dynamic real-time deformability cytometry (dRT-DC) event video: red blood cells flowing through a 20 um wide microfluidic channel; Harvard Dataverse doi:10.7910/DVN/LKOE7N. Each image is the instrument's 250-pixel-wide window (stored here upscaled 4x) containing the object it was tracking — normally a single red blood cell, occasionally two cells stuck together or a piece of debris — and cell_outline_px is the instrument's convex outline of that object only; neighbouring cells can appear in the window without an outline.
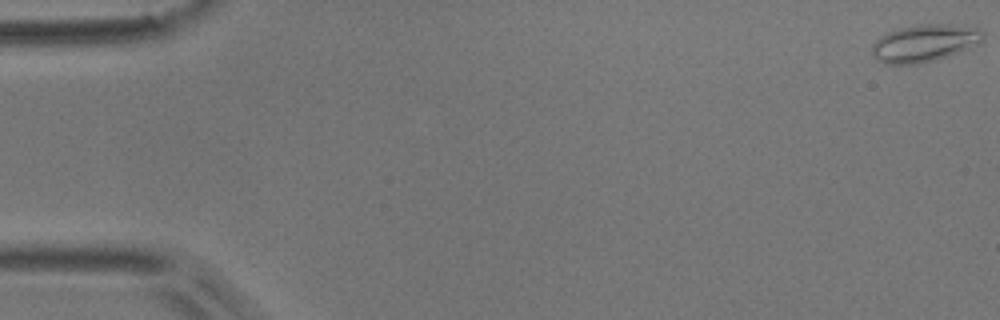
{"species": "common noctule bat (a hibernating species)", "species_latin": "Nyctalus noctula", "temperature_condition": "room temperature", "stored_images_in_passage": 54, "camera_frame_rate_fps": 3000, "um_per_image_px": 0.085, "animal": {"sex": "male", "body_mass_g": 17.9}, "frame": {"image": 1, "passage_image": 1, "time_ms": 0.0, "image_size_px": [1000, 320], "cell_outline_px": [[984, 40], [980, 44], [960, 52], [936, 60], [920, 64], [884, 64], [876, 60], [872, 56], [872, 44], [880, 36], [888, 32], [900, 28], [916, 24], [976, 24], [984, 32]], "centroid_in_image_um": [78.66, 3.65], "position_along_channel_um": 6.3, "area_um2": 25.03}}
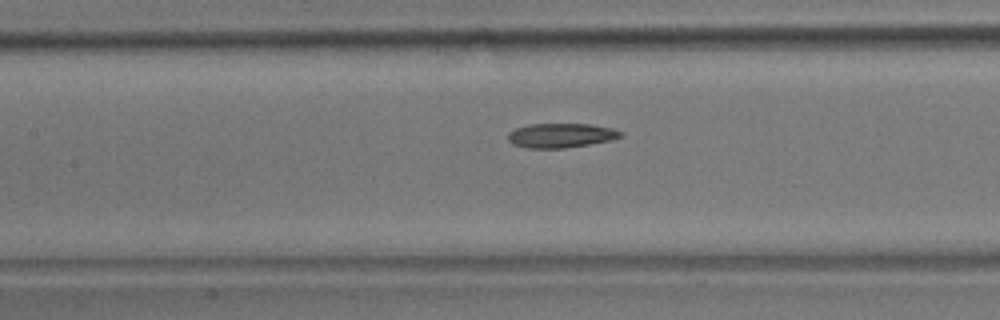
{"frame": {"image": 2, "passage_image": 25, "time_ms": 8.0, "image_size_px": [1000, 320], "cell_outline_px": [[624, 136], [612, 140], [564, 148], [524, 148], [512, 144], [508, 140], [508, 132], [516, 128], [528, 124], [588, 124], [612, 128], [624, 132]], "centroid_in_image_um": [47.68, 11.51], "position_along_channel_um": 159.7, "area_um2": 16.13}}
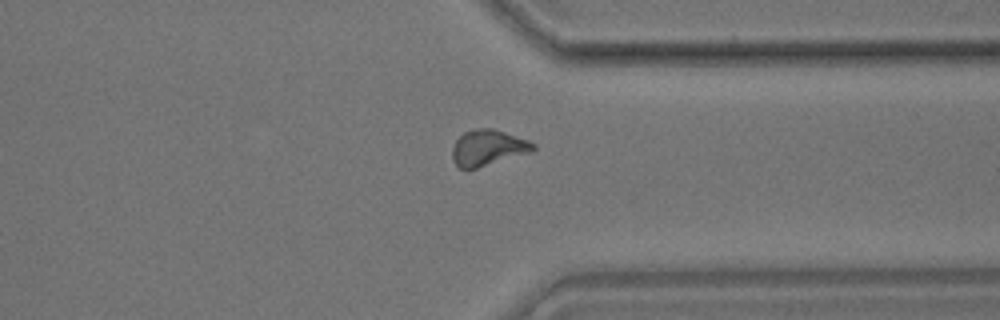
{"frame": {"image": 3, "passage_image": 42, "time_ms": 13.667, "image_size_px": [1000, 320], "cell_outline_px": [[536, 148], [532, 152], [476, 168], [460, 168], [452, 160], [452, 148], [456, 140], [464, 132], [476, 128], [492, 128], [528, 140], [536, 144]], "centroid_in_image_um": [41.48, 12.55], "position_along_channel_um": 369.9, "area_um2": 16.82}, "authors_computed_cell_mechanics": {"area_um2": 16.762, "velocity_mm_per_s": 3.7381, "shape_relaxation_time_tau1_ms": 7.7735, "shape_relaxation_time_tau2_ms": 1.6173, "deformation_change_tau1": 0.1749, "deformation_change_tau2": 0.074}}